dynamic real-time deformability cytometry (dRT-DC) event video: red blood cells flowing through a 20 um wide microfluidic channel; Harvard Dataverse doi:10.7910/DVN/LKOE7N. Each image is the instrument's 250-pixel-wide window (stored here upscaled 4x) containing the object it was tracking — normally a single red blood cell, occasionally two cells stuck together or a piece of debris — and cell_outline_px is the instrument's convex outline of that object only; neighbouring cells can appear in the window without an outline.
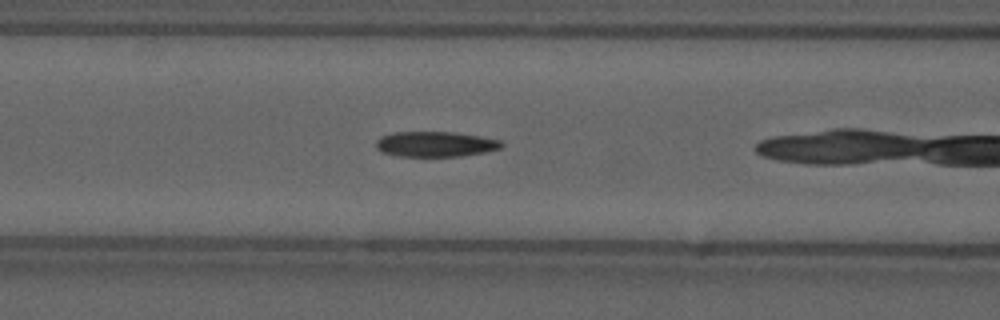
{"species": "common noctule bat (a hibernating species)", "species_latin": "Nyctalus noctula", "temperature_condition": "cold", "stored_images_in_passage": 16, "camera_frame_rate_fps": 3000, "um_per_image_px": 0.085, "animal": {"sex": "male", "forearm_length_mm": 52.5}, "frame": {"image": 1, "passage_image": 5, "time_ms": 1.333, "image_size_px": [1000, 320], "cell_outline_px": [[504, 144], [500, 148], [484, 152], [460, 156], [400, 156], [380, 152], [376, 148], [376, 140], [380, 136], [392, 132], [452, 132], [480, 136], [500, 140]], "centroid_in_image_um": [36.96, 12.24], "position_along_channel_um": 129.6, "area_um2": 18.5}}